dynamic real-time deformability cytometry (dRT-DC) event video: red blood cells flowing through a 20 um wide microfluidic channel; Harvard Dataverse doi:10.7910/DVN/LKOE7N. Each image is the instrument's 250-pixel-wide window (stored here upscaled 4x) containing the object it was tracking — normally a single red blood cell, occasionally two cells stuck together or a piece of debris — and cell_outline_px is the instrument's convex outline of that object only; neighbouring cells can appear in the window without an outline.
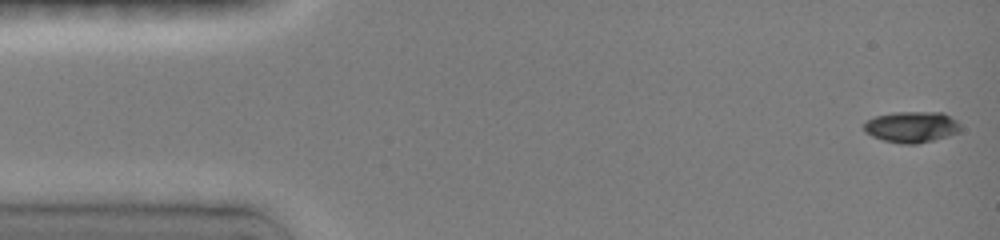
{"species": "common noctule bat (a hibernating species)", "species_latin": "Nyctalus noctula", "temperature_condition": "room temperature", "stored_images_in_passage": 15, "camera_frame_rate_fps": 3000, "um_per_image_px": 0.085, "animal": {"sex": "female", "body_mass_g": 19.0, "forearm_length_mm": 51.5}, "frame": {"image": 1, "passage_image": 1, "time_ms": 0.0, "image_size_px": [1000, 240], "cell_outline_px": [[960, 132], [948, 136], [916, 144], [900, 144], [884, 140], [872, 136], [864, 132], [864, 124], [868, 120], [876, 116], [896, 112], [944, 112], [956, 120], [960, 124]], "centroid_in_image_um": [77.51, 10.79], "position_along_channel_um": 7.5, "area_um2": 17.51}}
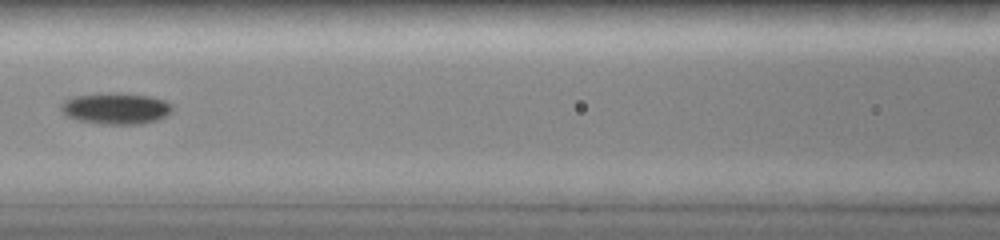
{"frame": {"image": 2, "passage_image": 10, "time_ms": 6.667, "image_size_px": [1000, 240], "cell_outline_px": [[172, 112], [156, 120], [140, 124], [100, 124], [76, 120], [60, 112], [60, 104], [64, 100], [76, 96], [148, 96], [164, 100], [172, 104]], "centroid_in_image_um": [9.83, 9.29], "position_along_channel_um": 156.8, "area_um2": 19.31}}
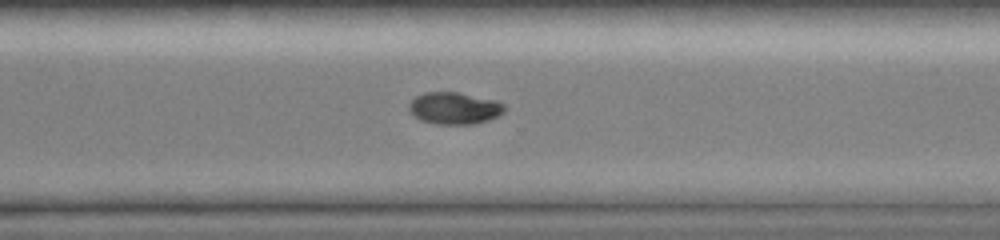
{"frame": {"image": 3, "passage_image": 15, "time_ms": 11.0, "image_size_px": [1000, 240], "cell_outline_px": [[504, 112], [488, 120], [472, 124], [436, 124], [420, 120], [408, 112], [408, 104], [416, 96], [424, 92], [456, 92], [496, 100], [504, 104]], "centroid_in_image_um": [38.57, 9.2], "position_along_channel_um": 332.0, "area_um2": 17.8}}